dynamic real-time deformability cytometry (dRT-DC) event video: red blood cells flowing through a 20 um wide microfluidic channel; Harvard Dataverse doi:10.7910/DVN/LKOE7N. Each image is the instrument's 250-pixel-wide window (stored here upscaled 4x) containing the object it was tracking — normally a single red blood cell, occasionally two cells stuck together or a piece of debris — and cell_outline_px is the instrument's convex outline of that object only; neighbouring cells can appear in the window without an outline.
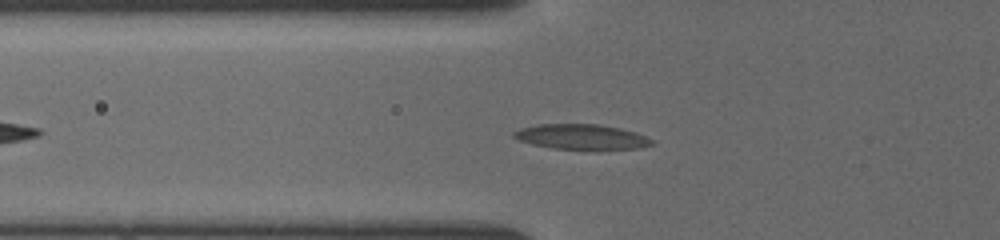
{"species": "common noctule bat (a hibernating species)", "species_latin": "Nyctalus noctula", "temperature_condition": "cold", "stored_images_in_passage": 15, "camera_frame_rate_fps": 3000, "um_per_image_px": 0.085, "animal": {"sex": "female", "body_mass_g": 19.5, "forearm_length_mm": 54.1}, "frame": {"image": 1, "passage_image": 3, "time_ms": 0.333, "image_size_px": [1000, 240], "cell_outline_px": [[656, 140], [652, 144], [640, 148], [600, 152], [592, 152], [552, 148], [532, 144], [516, 140], [512, 136], [512, 132], [520, 128], [540, 124], [600, 124], [620, 128], [636, 132]], "centroid_in_image_um": [49.48, 11.68], "position_along_channel_um": 76.3, "area_um2": 21.39}}
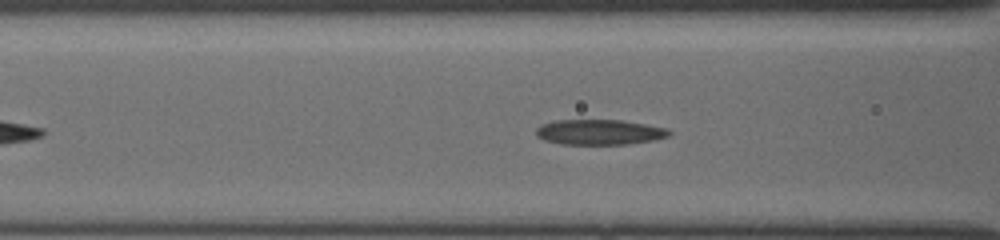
{"frame": {"image": 2, "passage_image": 8, "time_ms": 1.333, "image_size_px": [1000, 240], "cell_outline_px": [[672, 132], [668, 136], [652, 140], [628, 144], [560, 144], [544, 140], [536, 136], [536, 128], [540, 124], [556, 120], [620, 120], [668, 128]], "centroid_in_image_um": [50.91, 11.23], "position_along_channel_um": 115.7, "area_um2": 19.59}}
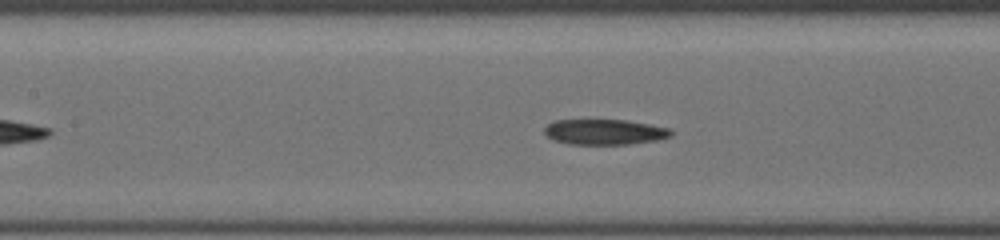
{"frame": {"image": 3, "passage_image": 14, "time_ms": 2.333, "image_size_px": [1000, 240], "cell_outline_px": [[672, 136], [656, 140], [628, 144], [568, 144], [552, 140], [544, 132], [544, 128], [552, 120], [628, 120], [668, 128], [672, 132]], "centroid_in_image_um": [51.35, 11.21], "position_along_channel_um": 156.1, "area_um2": 18.73}}